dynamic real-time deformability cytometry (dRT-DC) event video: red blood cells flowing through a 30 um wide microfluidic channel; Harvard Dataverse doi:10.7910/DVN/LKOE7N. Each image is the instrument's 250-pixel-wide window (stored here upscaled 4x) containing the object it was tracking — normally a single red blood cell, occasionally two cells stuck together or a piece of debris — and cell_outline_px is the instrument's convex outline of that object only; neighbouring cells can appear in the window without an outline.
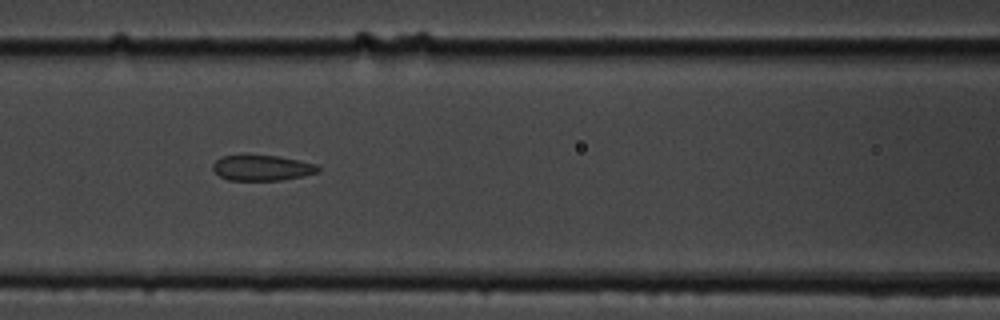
{"species": "common noctule bat (a hibernating species)", "species_latin": "Nyctalus noctula", "temperature_condition": "cold", "stored_images_in_passage": 10, "camera_frame_rate_fps": 3000, "um_per_image_px": 0.085, "animal": {"sex": "male", "body_mass_g": 19.5, "forearm_length_mm": 54.6}, "frame": {"image": 1, "passage_image": 9, "time_ms": 10.0, "image_size_px": [1000, 320], "cell_outline_px": [[320, 172], [304, 176], [280, 180], [228, 180], [220, 176], [212, 168], [212, 164], [216, 160], [224, 156], [244, 152], [248, 152], [276, 156], [316, 164], [320, 168]], "centroid_in_image_um": [22.23, 14.23], "position_along_channel_um": 144.4, "area_um2": 16.18}}
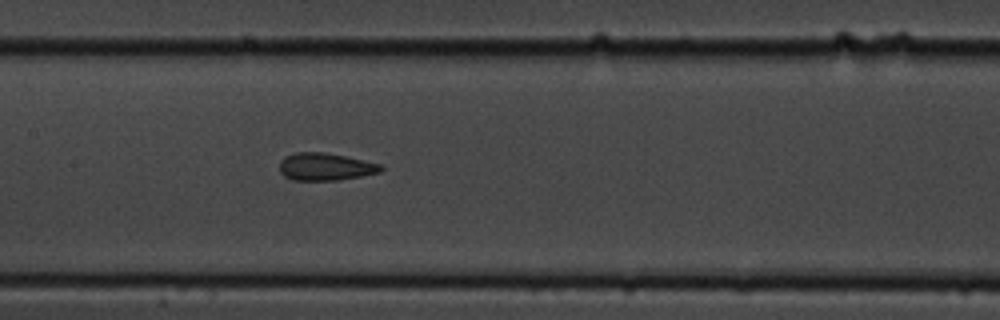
{"frame": {"image": 2, "passage_image": 10, "time_ms": 11.0, "image_size_px": [1000, 320], "cell_outline_px": [[384, 168], [380, 172], [360, 176], [336, 180], [292, 180], [284, 176], [280, 172], [280, 160], [284, 156], [296, 152], [324, 152], [384, 164]], "centroid_in_image_um": [27.66, 14.16], "position_along_channel_um": 179.7, "area_um2": 16.3}}